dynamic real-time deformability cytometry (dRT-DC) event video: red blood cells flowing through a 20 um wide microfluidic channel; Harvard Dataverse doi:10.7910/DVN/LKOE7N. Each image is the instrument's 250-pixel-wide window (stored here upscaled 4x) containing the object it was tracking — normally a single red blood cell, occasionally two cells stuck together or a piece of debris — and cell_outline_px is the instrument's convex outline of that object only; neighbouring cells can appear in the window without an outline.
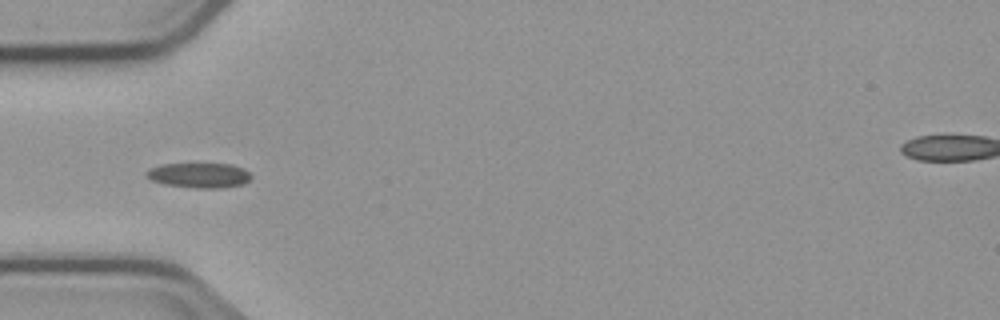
{"species": "common noctule bat (a hibernating species)", "species_latin": "Nyctalus noctula", "temperature_condition": "cold", "stored_images_in_passage": 8, "segment_of_instrument_passage": [2, 2], "camera_frame_rate_fps": 3000, "um_per_image_px": 0.085, "animal": {"sex": "male", "body_mass_g": 23.1, "forearm_length_mm": 52.7}, "frame": {"image": 1, "passage_image": 5, "time_ms": 5.667, "image_size_px": [1000, 320], "cell_outline_px": [[252, 176], [244, 184], [220, 188], [196, 188], [164, 184], [152, 180], [144, 176], [144, 172], [148, 168], [160, 164], [228, 164], [244, 168]], "centroid_in_image_um": [16.88, 14.9], "position_along_channel_um": 68.1, "area_um2": 15.32}}
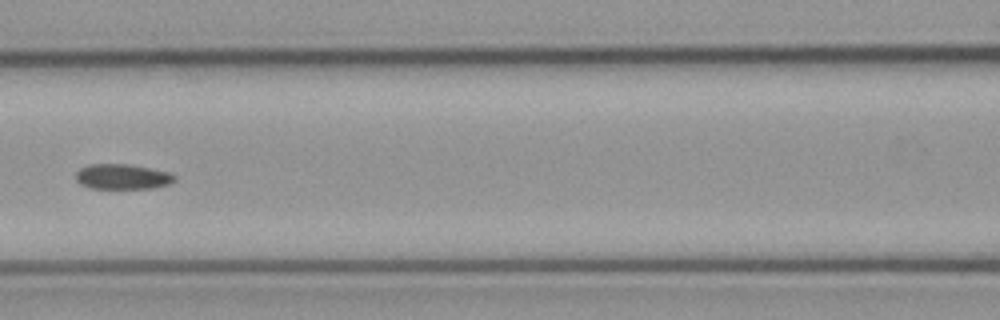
{"frame": {"image": 2, "passage_image": 7, "time_ms": 8.0, "image_size_px": [1000, 320], "cell_outline_px": [[176, 180], [168, 184], [152, 188], [88, 188], [80, 184], [76, 180], [76, 172], [80, 168], [88, 164], [128, 164], [168, 172], [176, 176]], "centroid_in_image_um": [10.37, 15.01], "position_along_channel_um": 156.2, "area_um2": 14.45}}
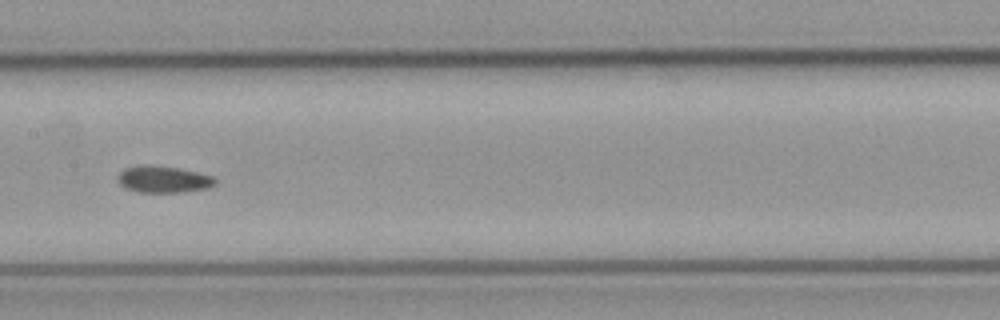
{"frame": {"image": 3, "passage_image": 8, "time_ms": 9.0, "image_size_px": [1000, 320], "cell_outline_px": [[216, 184], [208, 188], [180, 192], [136, 192], [124, 188], [116, 180], [116, 176], [124, 168], [144, 164], [148, 164], [176, 168], [196, 172], [212, 176], [216, 180]], "centroid_in_image_um": [13.82, 15.24], "position_along_channel_um": 193.6, "area_um2": 15.26}}